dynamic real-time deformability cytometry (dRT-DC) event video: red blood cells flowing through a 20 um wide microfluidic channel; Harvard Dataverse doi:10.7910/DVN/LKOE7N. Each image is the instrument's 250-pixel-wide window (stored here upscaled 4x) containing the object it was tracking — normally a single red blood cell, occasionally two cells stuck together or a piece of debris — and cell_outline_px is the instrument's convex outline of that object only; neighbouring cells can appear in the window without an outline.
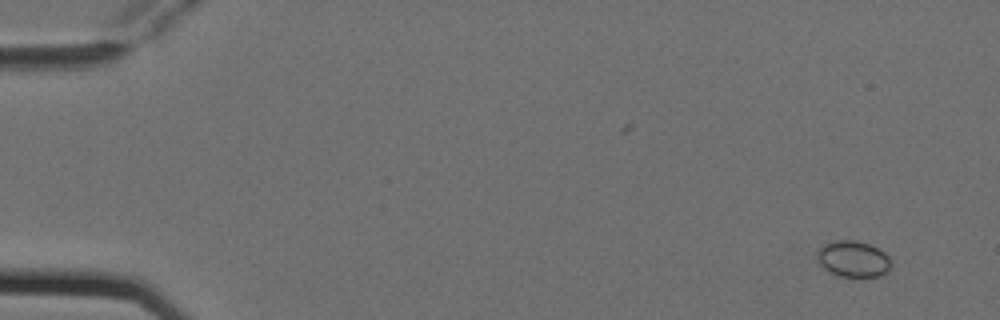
{"species": "Egyptian fruit bat (a non-hibernating species)", "species_latin": "Rousettus aegyptiacus", "temperature_condition": "cold", "stored_images_in_passage": 6, "camera_frame_rate_fps": 3000, "um_per_image_px": 0.085, "animal": {"sex": "female"}, "frame": {"image": 1, "passage_image": 2, "time_ms": 0.333, "image_size_px": [1000, 320], "cell_outline_px": [[892, 268], [888, 272], [880, 276], [840, 276], [824, 268], [820, 264], [816, 256], [820, 248], [824, 244], [832, 240], [856, 240], [868, 244], [884, 252], [892, 260]], "centroid_in_image_um": [72.56, 22.0], "position_along_channel_um": 12.4, "area_um2": 15.61}}
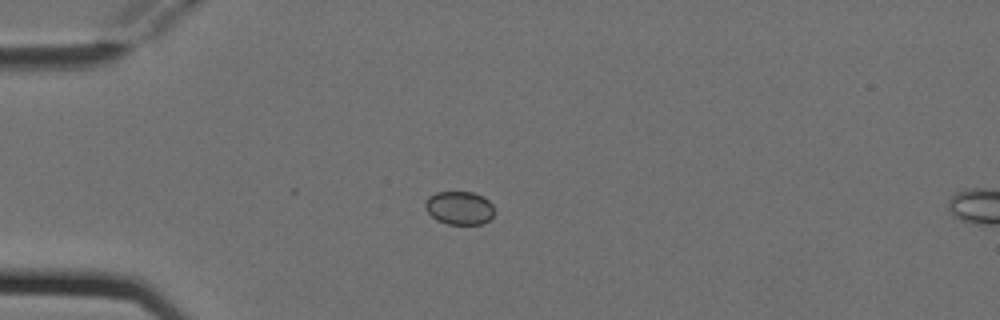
{"frame": {"image": 2, "passage_image": 5, "time_ms": 1.333, "image_size_px": [1000, 320], "cell_outline_px": [[496, 212], [484, 224], [448, 224], [436, 220], [424, 208], [424, 204], [428, 196], [436, 192], [472, 192], [484, 196], [492, 204]], "centroid_in_image_um": [39.05, 17.67], "position_along_channel_um": 45.9, "area_um2": 13.64}}